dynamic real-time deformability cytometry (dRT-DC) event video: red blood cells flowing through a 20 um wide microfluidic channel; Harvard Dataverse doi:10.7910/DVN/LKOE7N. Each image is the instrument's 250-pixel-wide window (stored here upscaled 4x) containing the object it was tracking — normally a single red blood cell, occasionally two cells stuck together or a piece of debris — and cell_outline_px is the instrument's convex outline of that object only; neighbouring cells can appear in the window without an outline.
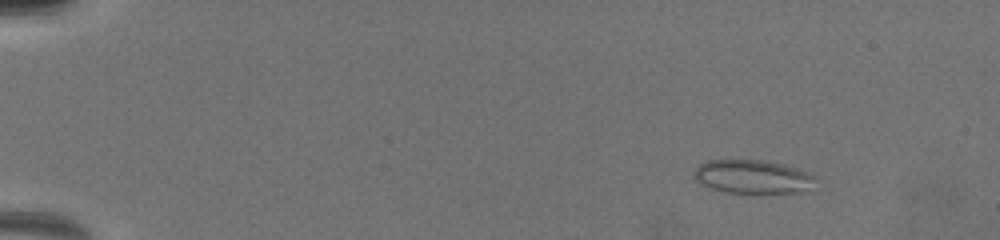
{"species": "common noctule bat (a hibernating species)", "species_latin": "Nyctalus noctula", "temperature_condition": "warm", "stored_images_in_passage": 20, "camera_frame_rate_fps": 3000, "um_per_image_px": 0.085, "animal": {"sex": "female", "body_mass_g": 19.5, "forearm_length_mm": 54.1}, "frame": {"image": 1, "passage_image": 4, "time_ms": 1.667, "image_size_px": [1000, 240], "cell_outline_px": [[816, 176], [800, 192], [752, 196], [724, 192], [708, 188], [700, 184], [696, 180], [696, 168], [700, 164], [708, 160], [764, 160], [784, 164], [796, 168]], "centroid_in_image_um": [63.91, 15.07], "position_along_channel_um": 21.1, "area_um2": 24.22}}
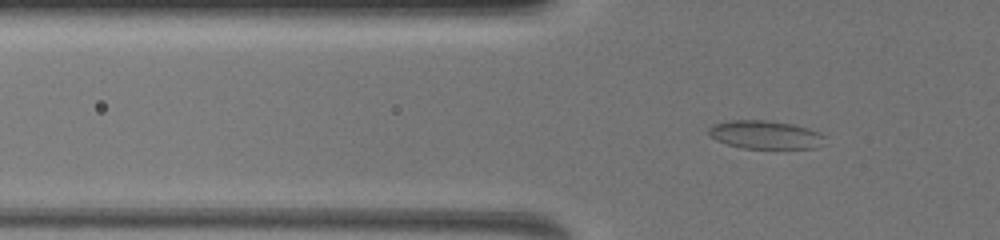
{"frame": {"image": 2, "passage_image": 16, "time_ms": 5.667, "image_size_px": [1000, 240], "cell_outline_px": [[824, 136], [812, 148], [740, 148], [716, 140], [708, 132], [708, 128], [712, 124], [732, 120], [764, 120], [792, 124], [808, 128], [820, 132]], "centroid_in_image_um": [64.96, 11.44], "position_along_channel_um": 60.8, "area_um2": 18.73}}
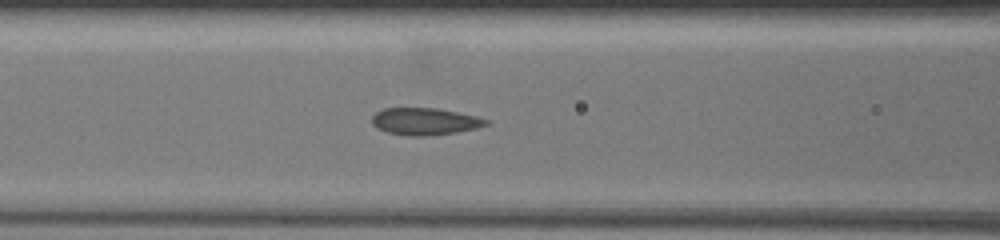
{"frame": {"image": 3, "passage_image": 20, "time_ms": 7.667, "image_size_px": [1000, 240], "cell_outline_px": [[488, 124], [476, 128], [456, 132], [428, 136], [408, 136], [388, 132], [376, 128], [372, 124], [372, 116], [376, 112], [384, 108], [436, 108], [476, 116], [488, 120]], "centroid_in_image_um": [36.08, 10.32], "position_along_channel_um": 130.5, "area_um2": 17.92}}